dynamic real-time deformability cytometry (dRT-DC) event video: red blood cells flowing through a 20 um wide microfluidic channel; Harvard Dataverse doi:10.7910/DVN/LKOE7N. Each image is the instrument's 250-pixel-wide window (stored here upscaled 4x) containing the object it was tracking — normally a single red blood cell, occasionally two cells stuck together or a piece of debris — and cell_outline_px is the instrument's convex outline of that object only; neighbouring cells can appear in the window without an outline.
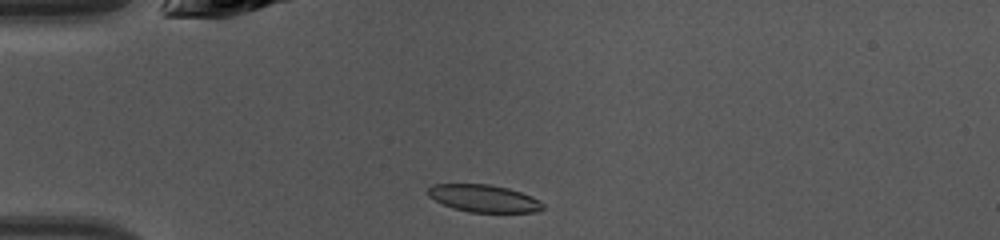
{"species": "common noctule bat (a hibernating species)", "species_latin": "Nyctalus noctula", "temperature_condition": "warm", "stored_images_in_passage": 35, "camera_frame_rate_fps": 3000, "um_per_image_px": 0.085, "animal": {"sex": "female", "body_mass_g": 10.0, "forearm_length_mm": 53.1}, "frame": {"image": 1, "passage_image": 1, "time_ms": 0.0, "image_size_px": [1000, 240], "cell_outline_px": [[544, 208], [540, 212], [468, 212], [452, 208], [428, 196], [428, 188], [432, 184], [488, 184], [508, 188], [532, 196], [540, 200], [544, 204]], "centroid_in_image_um": [41.15, 16.87], "position_along_channel_um": 43.8, "area_um2": 18.38}}
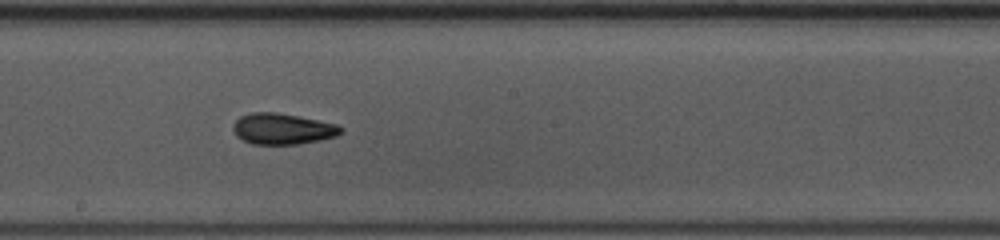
{"frame": {"image": 2, "passage_image": 15, "time_ms": 4.667, "image_size_px": [1000, 240], "cell_outline_px": [[344, 128], [336, 136], [320, 140], [296, 144], [252, 144], [236, 136], [232, 128], [232, 124], [240, 116], [252, 112], [276, 112], [336, 124]], "centroid_in_image_um": [23.97, 10.95], "position_along_channel_um": 224.2, "area_um2": 19.31}}
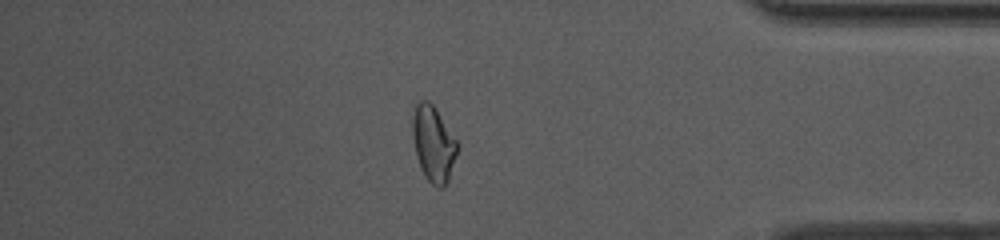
{"frame": {"image": 3, "passage_image": 29, "time_ms": 9.333, "image_size_px": [1000, 240], "cell_outline_px": [[460, 148], [448, 180], [444, 188], [436, 188], [424, 176], [420, 168], [416, 156], [412, 136], [412, 116], [416, 100], [428, 100], [432, 104], [460, 144]], "centroid_in_image_um": [36.84, 12.23], "position_along_channel_um": 398.4, "area_um2": 20.23}, "authors_computed_cell_mechanics": {"area_um2": 19.4208, "velocity_mm_per_s": 4.298, "shape_relaxation_time_tau1_ms": 6.117, "shape_relaxation_time_tau2_ms": 2.4786, "deformation_change_tau1": 0.1859, "deformation_change_tau2": 0.104}}